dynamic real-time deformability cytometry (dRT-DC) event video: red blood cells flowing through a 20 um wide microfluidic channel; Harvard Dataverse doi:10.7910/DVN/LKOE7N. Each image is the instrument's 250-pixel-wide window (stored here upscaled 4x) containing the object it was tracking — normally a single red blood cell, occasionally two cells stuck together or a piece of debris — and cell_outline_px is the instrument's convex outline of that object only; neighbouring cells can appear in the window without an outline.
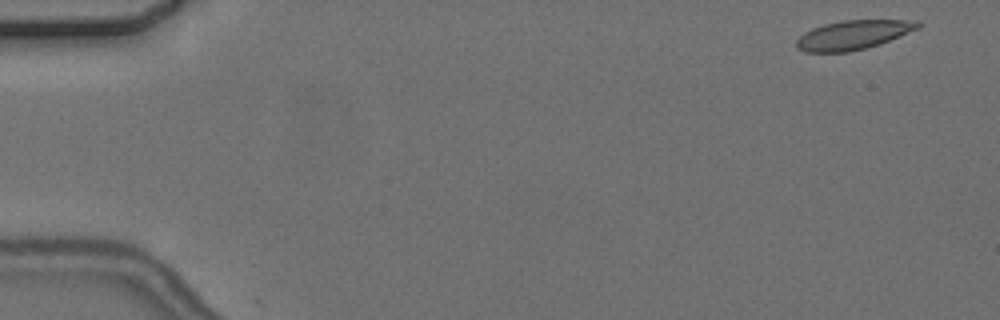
{"species": "common noctule bat (a hibernating species)", "species_latin": "Nyctalus noctula", "temperature_condition": "cold", "stored_images_in_passage": 5, "camera_frame_rate_fps": 3000, "um_per_image_px": 0.085, "animal": {"sex": "female", "body_mass_g": 24.6, "forearm_length_mm": 56.2}, "frame": {"image": 1, "passage_image": 1, "time_ms": 0.0, "image_size_px": [1000, 320], "cell_outline_px": [[924, 24], [920, 28], [880, 44], [848, 52], [804, 52], [796, 48], [796, 40], [804, 32], [812, 28], [824, 24], [844, 20], [920, 20]], "centroid_in_image_um": [72.55, 2.96], "position_along_channel_um": 12.5, "area_um2": 20.81}}
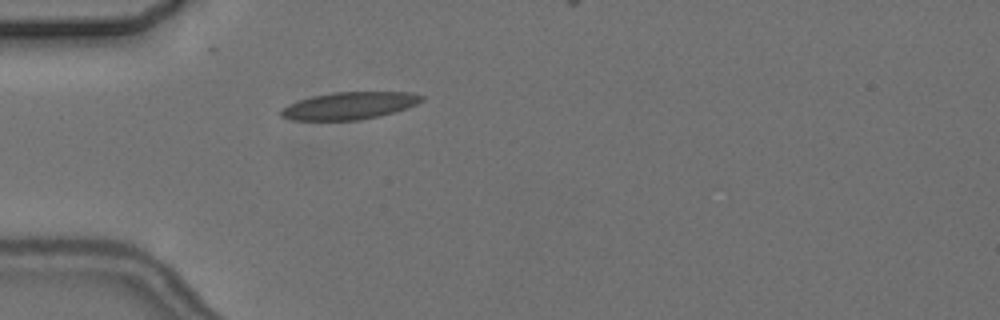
{"frame": {"image": 2, "passage_image": 5, "time_ms": 4.667, "image_size_px": [1000, 320], "cell_outline_px": [[424, 100], [416, 104], [380, 116], [360, 120], [292, 120], [280, 116], [280, 112], [288, 104], [312, 96], [332, 92], [412, 92], [424, 96]], "centroid_in_image_um": [29.7, 8.98], "position_along_channel_um": 55.3, "area_um2": 22.25}}